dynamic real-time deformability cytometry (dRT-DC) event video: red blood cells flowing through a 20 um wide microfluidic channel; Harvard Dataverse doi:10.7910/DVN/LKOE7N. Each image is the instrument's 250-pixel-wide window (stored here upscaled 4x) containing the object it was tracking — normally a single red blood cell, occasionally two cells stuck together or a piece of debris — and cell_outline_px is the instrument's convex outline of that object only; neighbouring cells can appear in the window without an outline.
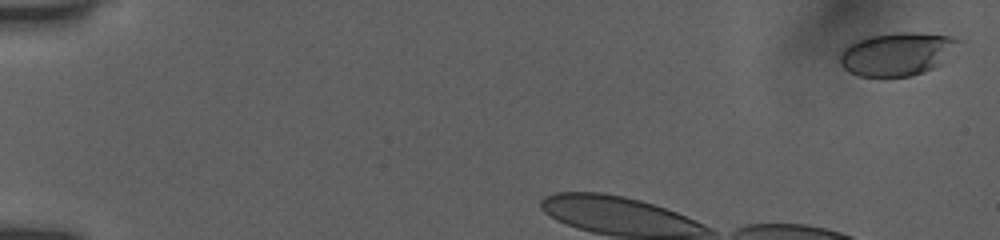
{"species": "human", "species_latin": "Homo sapiens", "temperature_condition": "room temperature", "stored_images_in_passage": 38, "camera_frame_rate_fps": 3000, "um_per_image_px": 0.085, "donor": {"sex": "female"}, "frame": {"image": 1, "passage_image": 2, "time_ms": 0.333, "image_size_px": [1000, 240], "cell_outline_px": [[964, 40], [944, 64], [912, 76], [860, 76], [848, 72], [840, 64], [840, 52], [848, 44], [856, 40], [868, 36], [896, 32], [916, 32], [952, 36]], "centroid_in_image_um": [76.31, 4.57], "position_along_channel_um": 8.7, "area_um2": 30.46}}
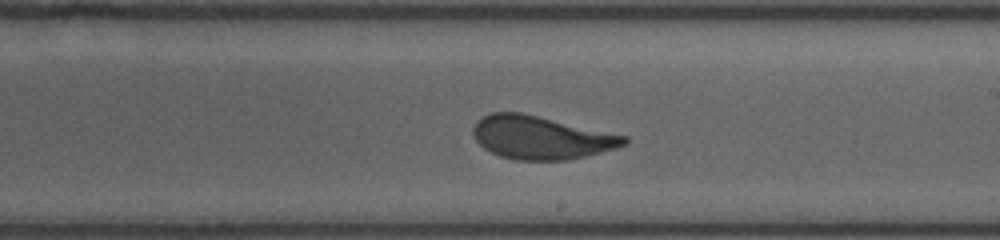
{"frame": {"image": 2, "passage_image": 24, "time_ms": 7.667, "image_size_px": [1000, 240], "cell_outline_px": [[628, 144], [616, 148], [568, 160], [516, 160], [500, 156], [484, 148], [476, 140], [472, 132], [472, 128], [476, 120], [480, 116], [492, 112], [520, 112], [628, 136]], "centroid_in_image_um": [45.96, 11.68], "position_along_channel_um": 243.0, "area_um2": 37.97}}
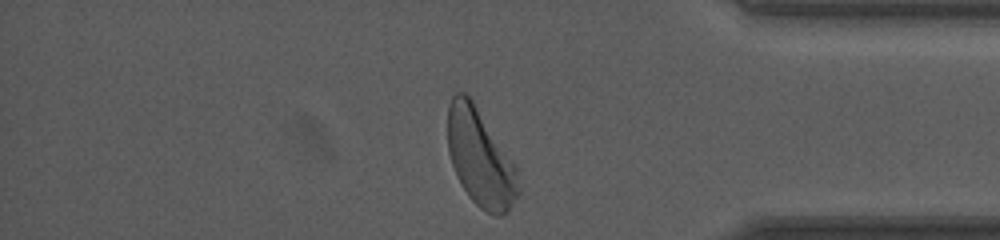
{"frame": {"image": 3, "passage_image": 37, "time_ms": 12.0, "image_size_px": [1000, 240], "cell_outline_px": [[520, 192], [512, 204], [500, 216], [496, 216], [480, 208], [468, 196], [460, 184], [456, 176], [448, 152], [448, 104], [452, 96], [456, 92], [464, 92], [472, 100], [516, 164]], "centroid_in_image_um": [40.82, 13.41], "position_along_channel_um": 394.4, "area_um2": 40.0}, "authors_computed_cell_mechanics": {"area_um2": 38.437, "velocity_mm_per_s": 3.878, "shape_relaxation_time_tau1_ms": 3.2241, "shape_relaxation_time_tau2_ms": null, "deformation_change_tau1": 0.1501, "deformation_change_tau2": null}}